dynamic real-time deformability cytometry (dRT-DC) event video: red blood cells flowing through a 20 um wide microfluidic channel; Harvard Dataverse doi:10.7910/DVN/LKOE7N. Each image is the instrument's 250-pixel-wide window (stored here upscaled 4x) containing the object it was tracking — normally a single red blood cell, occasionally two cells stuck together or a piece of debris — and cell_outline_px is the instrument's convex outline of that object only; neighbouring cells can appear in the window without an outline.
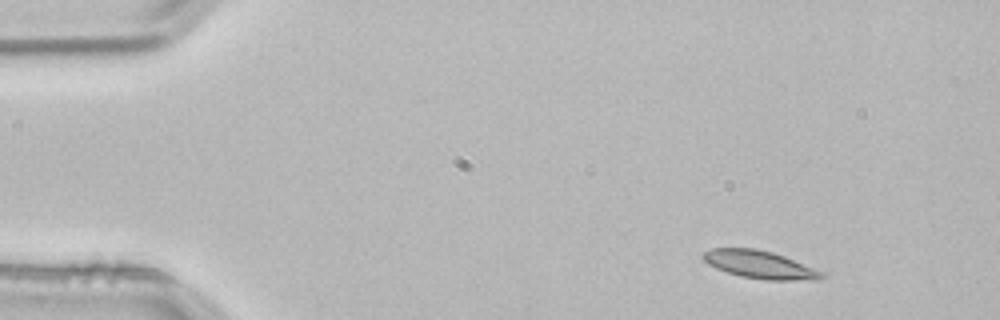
{"species": "common noctule bat (a hibernating species)", "species_latin": "Nyctalus noctula", "temperature_condition": "room temperature", "stored_images_in_passage": 4, "camera_frame_rate_fps": 3000, "um_per_image_px": 0.085, "animal": {"sex": "male", "body_mass_g": 21.5, "forearm_length_mm": 52.0}, "frame": {"image": 1, "passage_image": 1, "time_ms": 0.0, "image_size_px": [1000, 320], "cell_outline_px": [[824, 276], [820, 280], [764, 280], [740, 276], [716, 268], [708, 264], [700, 256], [704, 252], [712, 248], [756, 248], [772, 252], [784, 256], [824, 272]], "centroid_in_image_um": [64.58, 22.49], "position_along_channel_um": 20.4, "area_um2": 19.25}}
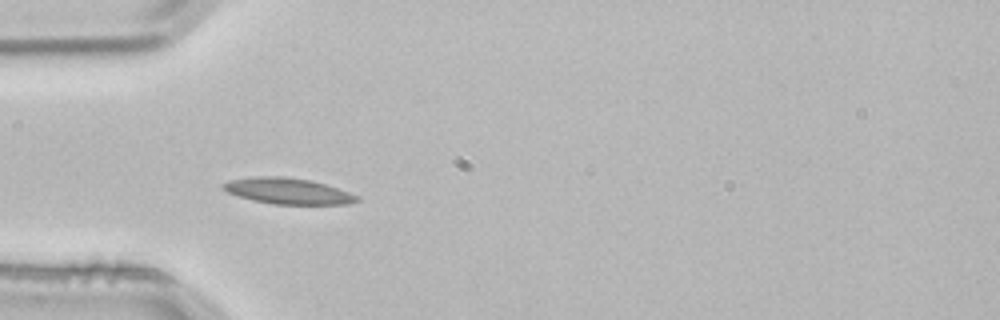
{"frame": {"image": 2, "passage_image": 3, "time_ms": 0.667, "image_size_px": [1000, 320], "cell_outline_px": [[360, 200], [348, 204], [272, 204], [252, 200], [228, 192], [220, 188], [220, 184], [228, 180], [256, 176], [284, 176], [308, 180], [324, 184], [360, 196]], "centroid_in_image_um": [24.43, 16.23], "position_along_channel_um": 60.6, "area_um2": 20.23}}